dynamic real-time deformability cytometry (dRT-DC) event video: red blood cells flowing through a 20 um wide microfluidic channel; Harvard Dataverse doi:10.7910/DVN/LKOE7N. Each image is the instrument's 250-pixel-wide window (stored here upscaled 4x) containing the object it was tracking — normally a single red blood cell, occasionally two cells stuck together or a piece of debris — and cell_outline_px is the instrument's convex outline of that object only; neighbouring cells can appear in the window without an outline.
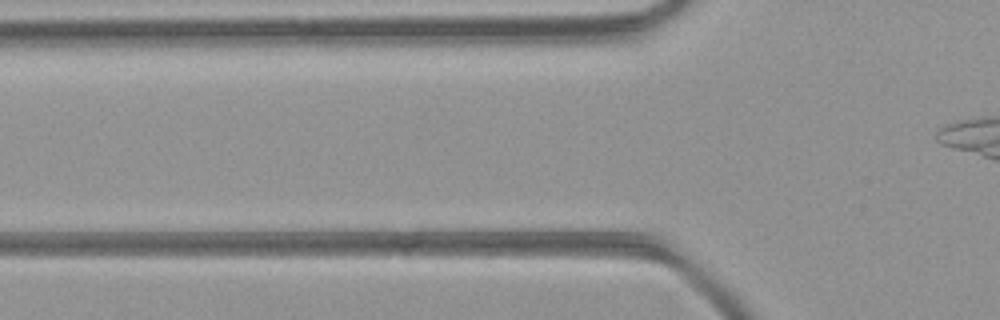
{"species": "common noctule bat (a hibernating species)", "species_latin": "Nyctalus noctula", "temperature_condition": "room temperature", "stored_images_in_passage": 3, "camera_frame_rate_fps": 3000, "um_per_image_px": 0.085, "animal": {"sex": "female", "body_mass_g": 21.9}, "frame": {"image": 1, "passage_image": 2, "time_ms": 0.333, "image_size_px": [1000, 320], "cell_outline_px": [[676, 268], [668, 268], [488, 256], [480, 252], [488, 244], [624, 244], [664, 260]], "centroid_in_image_um": [49.15, 21.58], "position_along_channel_um": 76.7, "area_um2": 21.1}}